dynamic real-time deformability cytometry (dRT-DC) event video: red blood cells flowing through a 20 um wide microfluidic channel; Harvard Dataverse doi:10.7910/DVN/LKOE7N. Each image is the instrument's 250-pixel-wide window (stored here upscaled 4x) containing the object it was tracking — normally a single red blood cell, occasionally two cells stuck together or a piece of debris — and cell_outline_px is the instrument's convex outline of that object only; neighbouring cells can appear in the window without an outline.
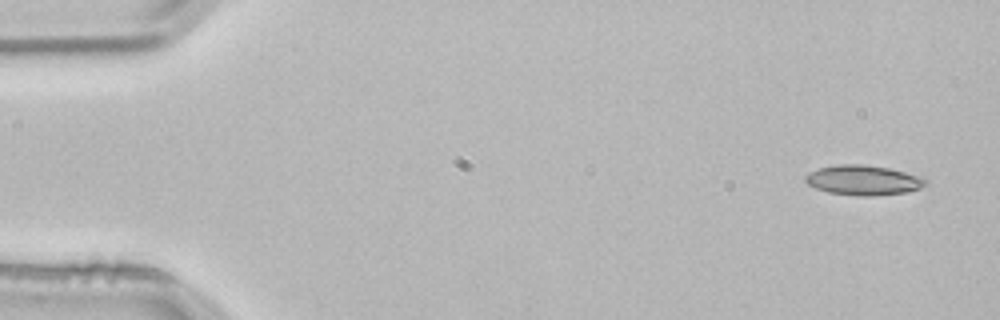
{"species": "common noctule bat (a hibernating species)", "species_latin": "Nyctalus noctula", "temperature_condition": "room temperature", "stored_images_in_passage": 4, "camera_frame_rate_fps": 3000, "um_per_image_px": 0.085, "animal": {"sex": "male", "body_mass_g": 21.5, "forearm_length_mm": 52.0}, "frame": {"image": 1, "passage_image": 1, "time_ms": 0.0, "image_size_px": [1000, 320], "cell_outline_px": [[928, 184], [920, 188], [908, 192], [872, 196], [864, 196], [828, 192], [816, 188], [808, 184], [804, 180], [804, 176], [808, 172], [820, 168], [840, 164], [864, 164], [888, 168], [904, 172], [928, 180]], "centroid_in_image_um": [73.37, 15.31], "position_along_channel_um": 11.6, "area_um2": 20.81}}